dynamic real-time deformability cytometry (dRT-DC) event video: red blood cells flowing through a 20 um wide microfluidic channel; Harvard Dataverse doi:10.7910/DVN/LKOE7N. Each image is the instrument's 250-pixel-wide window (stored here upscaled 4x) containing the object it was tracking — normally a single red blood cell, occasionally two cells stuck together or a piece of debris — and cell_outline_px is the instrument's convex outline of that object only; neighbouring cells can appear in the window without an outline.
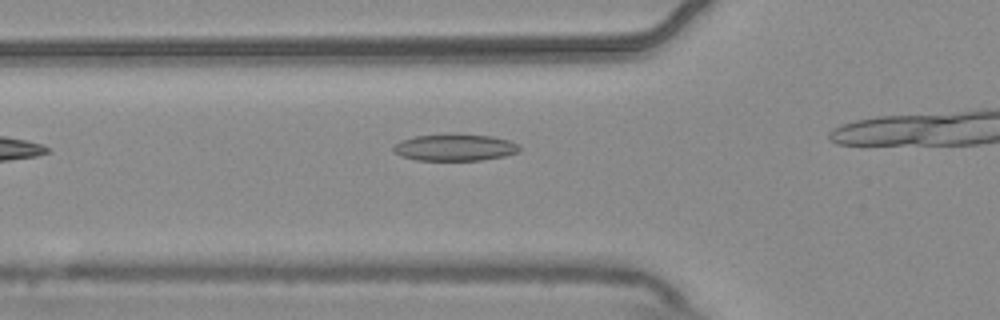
{"species": "common noctule bat (a hibernating species)", "species_latin": "Nyctalus noctula", "temperature_condition": "warm", "stored_images_in_passage": 4, "camera_frame_rate_fps": 3000, "um_per_image_px": 0.085, "animal": {"sex": "male", "body_mass_g": 20.4}, "frame": {"image": 1, "passage_image": 3, "time_ms": 0.667, "image_size_px": [1000, 320], "cell_outline_px": [[520, 152], [504, 156], [480, 160], [416, 160], [400, 156], [392, 152], [392, 148], [400, 140], [416, 136], [452, 132], [492, 136], [508, 140], [520, 144]], "centroid_in_image_um": [38.65, 12.51], "position_along_channel_um": 87.1, "area_um2": 20.23}}